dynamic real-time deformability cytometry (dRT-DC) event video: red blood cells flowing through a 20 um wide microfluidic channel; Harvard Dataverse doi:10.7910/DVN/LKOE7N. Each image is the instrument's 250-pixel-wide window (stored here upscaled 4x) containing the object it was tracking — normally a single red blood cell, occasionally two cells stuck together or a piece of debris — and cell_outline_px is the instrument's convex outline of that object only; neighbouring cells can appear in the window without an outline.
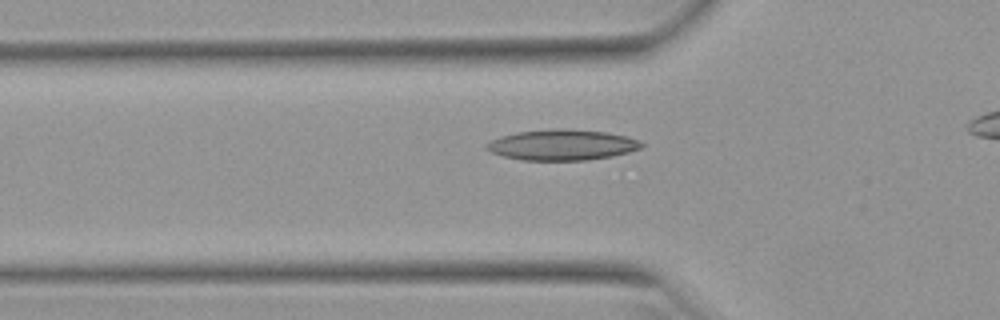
{"species": "Egyptian fruit bat (a non-hibernating species)", "species_latin": "Rousettus aegyptiacus", "temperature_condition": "warm", "stored_images_in_passage": 36, "camera_frame_rate_fps": 3000, "um_per_image_px": 0.085, "animal": {"sex": "female"}, "frame": {"image": 1, "passage_image": 11, "time_ms": 3.333, "image_size_px": [1000, 320], "cell_outline_px": [[644, 144], [640, 148], [628, 152], [612, 156], [588, 160], [520, 160], [504, 156], [492, 152], [484, 148], [484, 144], [500, 136], [516, 132], [556, 128], [560, 128], [604, 132], [628, 136], [640, 140]], "centroid_in_image_um": [47.76, 12.31], "position_along_channel_um": 78.0, "area_um2": 27.74}}
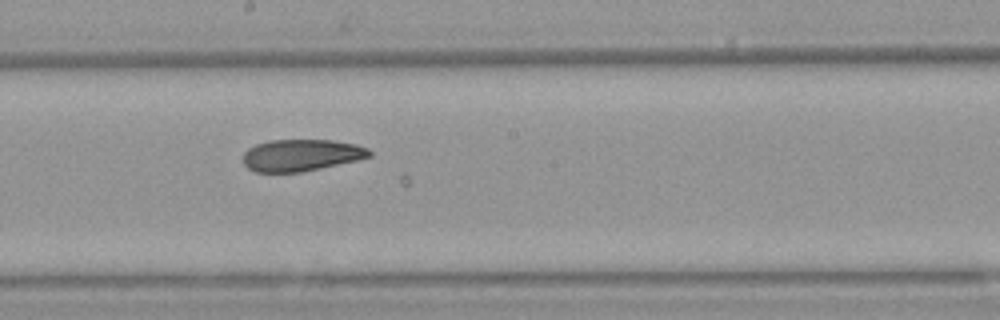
{"frame": {"image": 2, "passage_image": 22, "time_ms": 7.0, "image_size_px": [1000, 320], "cell_outline_px": [[372, 156], [356, 160], [320, 168], [300, 172], [256, 172], [248, 168], [244, 164], [244, 152], [248, 148], [256, 144], [268, 140], [332, 140], [356, 144], [368, 148], [372, 152]], "centroid_in_image_um": [25.6, 13.18], "position_along_channel_um": 222.6, "area_um2": 23.35}}
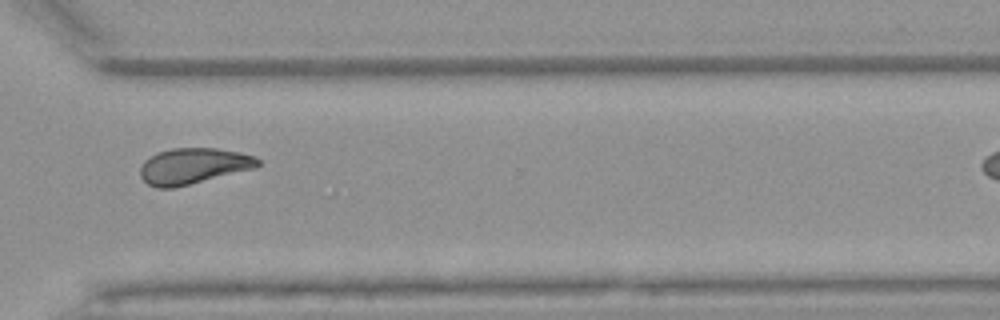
{"frame": {"image": 3, "passage_image": 32, "time_ms": 10.333, "image_size_px": [1000, 320], "cell_outline_px": [[260, 164], [256, 168], [172, 188], [156, 188], [148, 184], [140, 176], [140, 168], [144, 160], [156, 152], [172, 148], [216, 148], [240, 152], [256, 156], [260, 160]], "centroid_in_image_um": [16.43, 14.1], "position_along_channel_um": 354.2, "area_um2": 24.68}}